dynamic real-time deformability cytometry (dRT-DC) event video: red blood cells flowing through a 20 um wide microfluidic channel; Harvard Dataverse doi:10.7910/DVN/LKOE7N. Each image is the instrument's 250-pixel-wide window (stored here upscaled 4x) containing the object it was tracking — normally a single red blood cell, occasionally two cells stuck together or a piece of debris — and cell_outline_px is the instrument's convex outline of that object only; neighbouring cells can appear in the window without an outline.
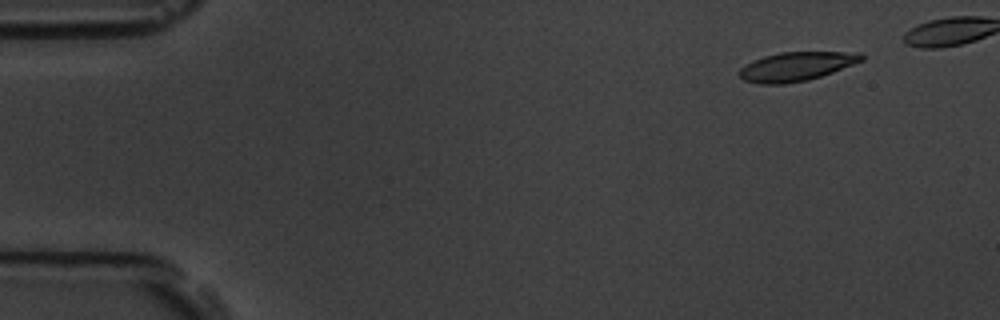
{"species": "common noctule bat (a hibernating species)", "species_latin": "Nyctalus noctula", "temperature_condition": "room temperature", "stored_images_in_passage": 46, "camera_frame_rate_fps": 3000, "um_per_image_px": 0.085, "animal": {"sex": "male", "body_mass_g": 19.5, "forearm_length_mm": 54.6}, "frame": {"image": 1, "passage_image": 1, "time_ms": 0.0, "image_size_px": [1000, 320], "cell_outline_px": [[864, 60], [832, 72], [808, 80], [784, 84], [760, 84], [744, 80], [740, 76], [740, 68], [752, 60], [764, 56], [780, 52], [860, 52], [864, 56]], "centroid_in_image_um": [67.69, 5.64], "position_along_channel_um": 17.3, "area_um2": 20.52}}
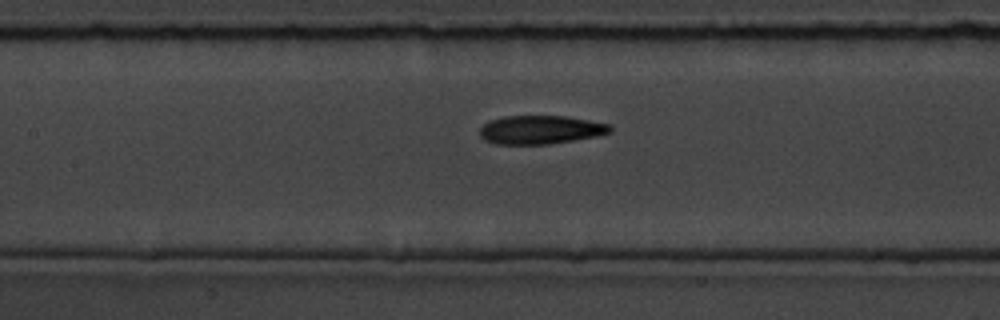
{"frame": {"image": 2, "passage_image": 22, "time_ms": 7.0, "image_size_px": [1000, 320], "cell_outline_px": [[612, 132], [596, 136], [548, 144], [496, 144], [484, 140], [480, 136], [480, 128], [484, 124], [492, 120], [504, 116], [564, 116], [612, 124]], "centroid_in_image_um": [45.96, 11.03], "position_along_channel_um": 161.4, "area_um2": 21.62}}
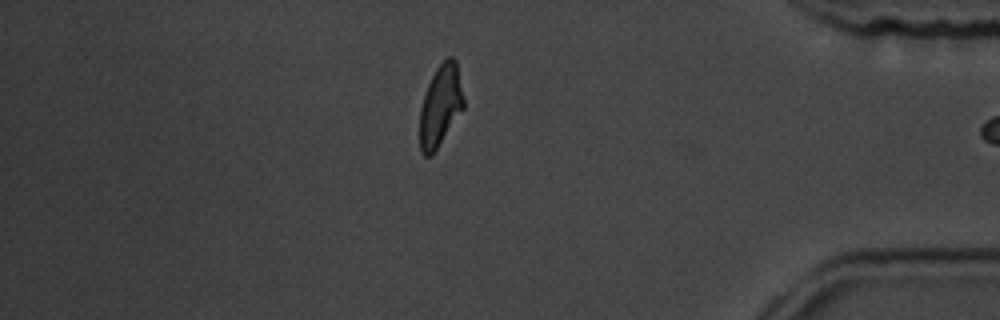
{"frame": {"image": 3, "passage_image": 45, "time_ms": 14.667, "image_size_px": [1000, 320], "cell_outline_px": [[464, 108], [432, 156], [424, 156], [420, 152], [420, 108], [428, 84], [436, 68], [448, 56], [452, 56], [456, 60], [464, 100]], "centroid_in_image_um": [37.43, 9.0], "position_along_channel_um": 397.8, "area_um2": 20.75}}